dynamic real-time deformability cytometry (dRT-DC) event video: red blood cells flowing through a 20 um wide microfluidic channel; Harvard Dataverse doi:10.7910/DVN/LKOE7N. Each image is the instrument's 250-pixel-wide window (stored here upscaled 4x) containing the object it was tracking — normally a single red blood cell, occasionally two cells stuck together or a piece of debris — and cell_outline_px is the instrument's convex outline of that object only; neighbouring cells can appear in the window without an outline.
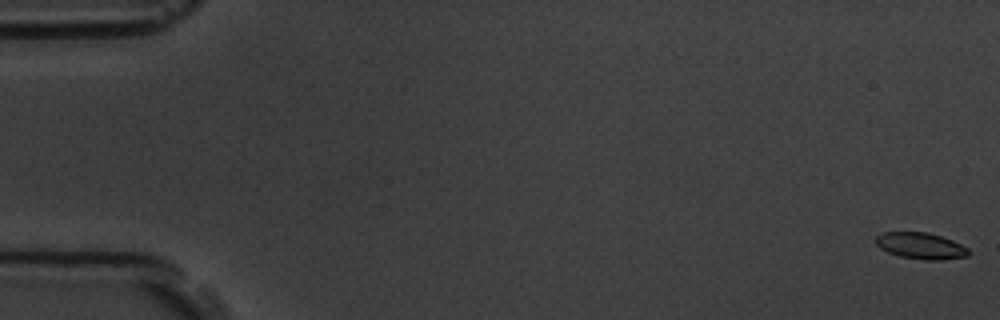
{"species": "common noctule bat (a hibernating species)", "species_latin": "Nyctalus noctula", "temperature_condition": "room temperature", "stored_images_in_passage": 9, "camera_frame_rate_fps": 3000, "um_per_image_px": 0.085, "animal": {"sex": "male", "body_mass_g": 19.5, "forearm_length_mm": 54.6}, "frame": {"image": 1, "passage_image": 1, "time_ms": 0.0, "image_size_px": [1000, 320], "cell_outline_px": [[972, 252], [968, 256], [940, 260], [924, 260], [900, 256], [888, 252], [880, 248], [876, 244], [876, 236], [884, 232], [928, 232], [952, 240], [968, 248]], "centroid_in_image_um": [78.29, 20.9], "position_along_channel_um": 6.7, "area_um2": 14.28}}
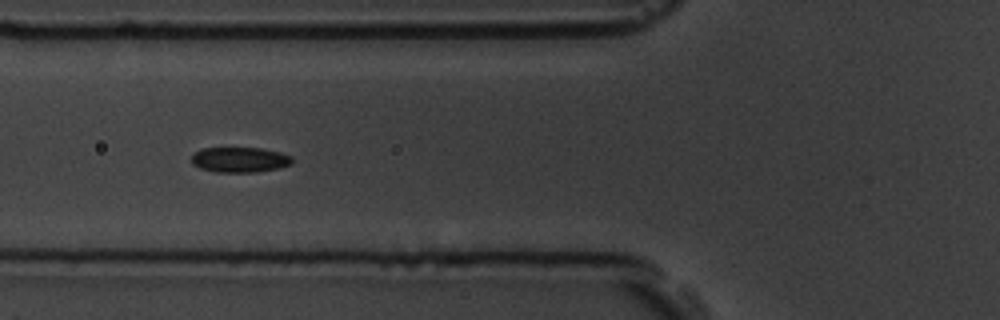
{"frame": {"image": 2, "passage_image": 7, "time_ms": 6.667, "image_size_px": [1000, 320], "cell_outline_px": [[292, 164], [280, 168], [256, 172], [216, 172], [200, 168], [192, 164], [192, 156], [196, 152], [204, 148], [260, 148], [280, 152], [292, 156]], "centroid_in_image_um": [20.41, 13.58], "position_along_channel_um": 105.4, "area_um2": 14.8}}
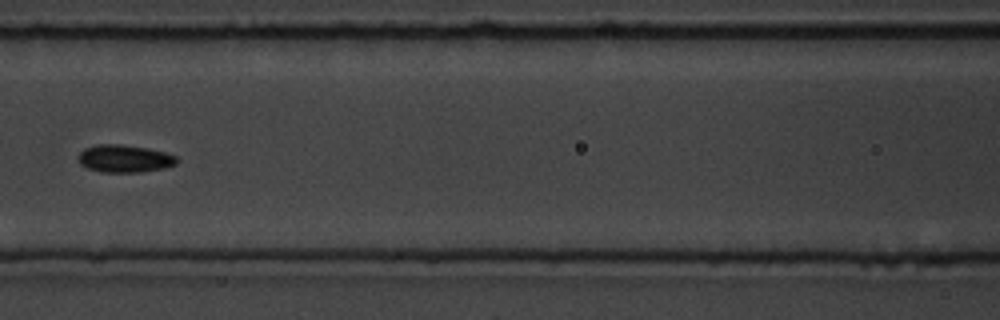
{"frame": {"image": 3, "passage_image": 8, "time_ms": 8.0, "image_size_px": [1000, 320], "cell_outline_px": [[180, 160], [176, 164], [164, 168], [140, 172], [100, 172], [88, 168], [80, 164], [80, 152], [84, 148], [100, 144], [120, 144], [148, 148], [164, 152], [176, 156]], "centroid_in_image_um": [10.62, 13.48], "position_along_channel_um": 156.0, "area_um2": 15.78}}